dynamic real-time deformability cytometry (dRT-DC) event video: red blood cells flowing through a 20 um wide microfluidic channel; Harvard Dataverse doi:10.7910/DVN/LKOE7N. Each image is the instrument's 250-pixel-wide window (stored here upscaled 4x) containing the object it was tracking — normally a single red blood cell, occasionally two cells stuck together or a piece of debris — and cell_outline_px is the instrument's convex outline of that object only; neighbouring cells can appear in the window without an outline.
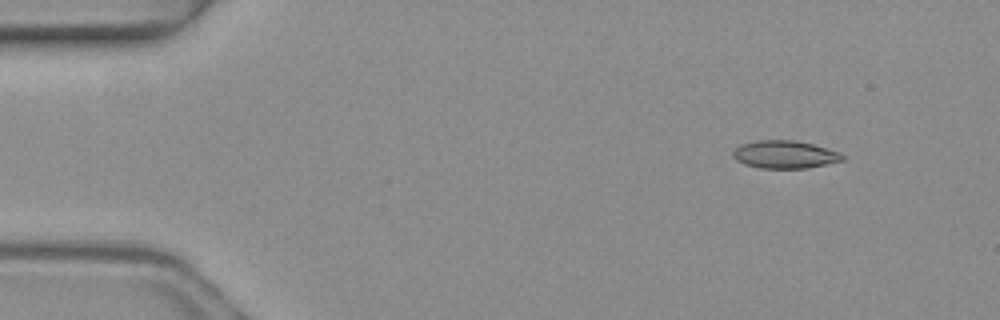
{"species": "common noctule bat (a hibernating species)", "species_latin": "Nyctalus noctula", "temperature_condition": "warm", "stored_images_in_passage": 5, "camera_frame_rate_fps": 3000, "um_per_image_px": 0.085, "animal": {"sex": "female", "body_mass_g": 19.3, "forearm_length_mm": 54.1}, "frame": {"image": 1, "passage_image": 2, "time_ms": 0.333, "image_size_px": [1000, 320], "cell_outline_px": [[844, 160], [808, 168], [760, 168], [744, 164], [736, 160], [732, 156], [732, 152], [740, 144], [756, 140], [792, 140], [812, 144], [840, 152], [844, 156]], "centroid_in_image_um": [66.68, 13.13], "position_along_channel_um": 18.3, "area_um2": 17.74}}
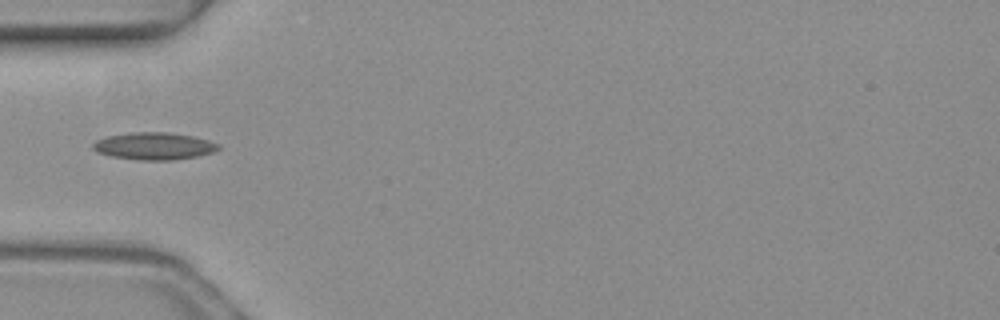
{"frame": {"image": 2, "passage_image": 5, "time_ms": 1.333, "image_size_px": [1000, 320], "cell_outline_px": [[220, 148], [212, 152], [196, 156], [172, 160], [140, 160], [112, 156], [96, 152], [92, 148], [92, 144], [96, 140], [108, 136], [132, 132], [168, 132], [192, 136], [208, 140], [220, 144]], "centroid_in_image_um": [13.08, 12.41], "position_along_channel_um": 71.9, "area_um2": 19.83}}